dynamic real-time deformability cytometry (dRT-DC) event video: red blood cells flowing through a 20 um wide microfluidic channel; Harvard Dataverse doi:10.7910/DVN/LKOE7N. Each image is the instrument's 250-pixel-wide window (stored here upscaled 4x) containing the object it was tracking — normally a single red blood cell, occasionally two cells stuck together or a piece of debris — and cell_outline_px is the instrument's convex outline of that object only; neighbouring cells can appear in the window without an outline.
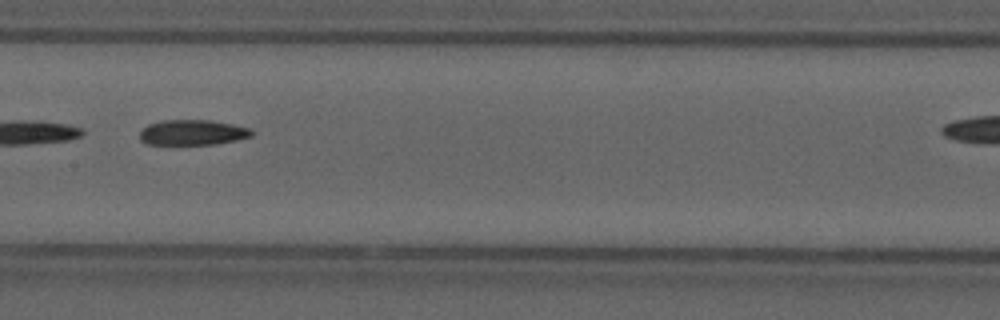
{"species": "common noctule bat (a hibernating species)", "species_latin": "Nyctalus noctula", "temperature_condition": "cold", "stored_images_in_passage": 11, "camera_frame_rate_fps": 3000, "um_per_image_px": 0.085, "animal": {"sex": "male", "forearm_length_mm": 52.5}, "frame": {"image": 1, "passage_image": 5, "time_ms": 1.333, "image_size_px": [1000, 320], "cell_outline_px": [[256, 132], [252, 136], [236, 140], [216, 144], [148, 144], [140, 140], [140, 132], [148, 124], [164, 120], [208, 120], [232, 124], [252, 128]], "centroid_in_image_um": [16.42, 11.26], "position_along_channel_um": 191.0, "area_um2": 16.53}}
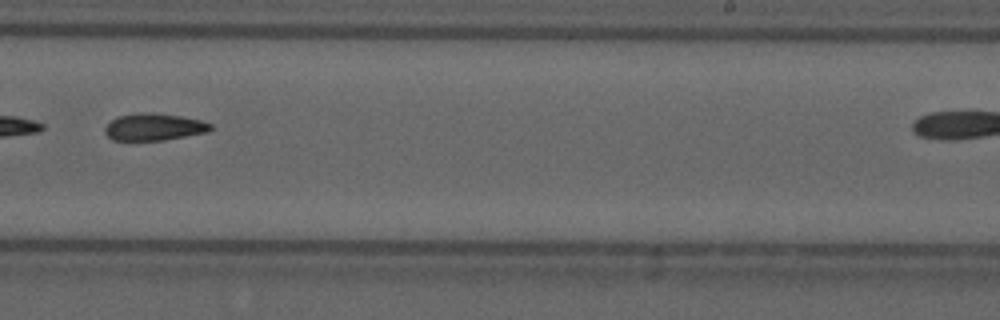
{"frame": {"image": 2, "passage_image": 7, "time_ms": 2.0, "image_size_px": [1000, 320], "cell_outline_px": [[212, 128], [208, 132], [164, 140], [112, 140], [104, 132], [104, 128], [116, 116], [140, 112], [152, 112], [180, 116], [200, 120], [212, 124]], "centroid_in_image_um": [13.08, 10.78], "position_along_channel_um": 275.9, "area_um2": 16.7}}
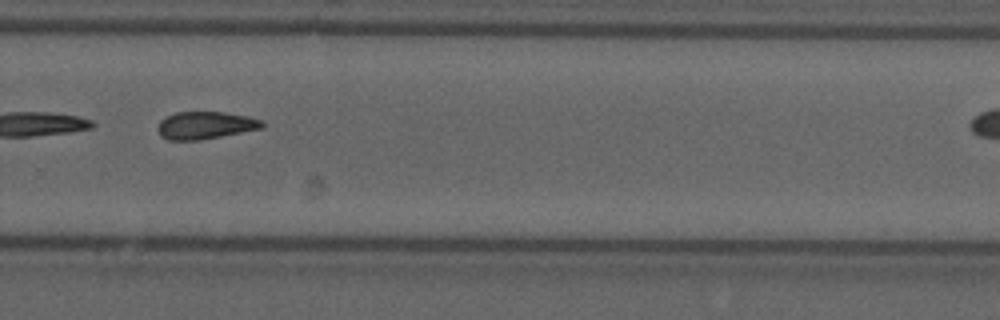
{"frame": {"image": 3, "passage_image": 8, "time_ms": 2.333, "image_size_px": [1000, 320], "cell_outline_px": [[264, 128], [200, 140], [168, 140], [160, 136], [156, 128], [160, 120], [176, 112], [224, 112], [248, 116], [260, 120], [264, 124]], "centroid_in_image_um": [17.43, 10.65], "position_along_channel_um": 312.4, "area_um2": 16.76}}